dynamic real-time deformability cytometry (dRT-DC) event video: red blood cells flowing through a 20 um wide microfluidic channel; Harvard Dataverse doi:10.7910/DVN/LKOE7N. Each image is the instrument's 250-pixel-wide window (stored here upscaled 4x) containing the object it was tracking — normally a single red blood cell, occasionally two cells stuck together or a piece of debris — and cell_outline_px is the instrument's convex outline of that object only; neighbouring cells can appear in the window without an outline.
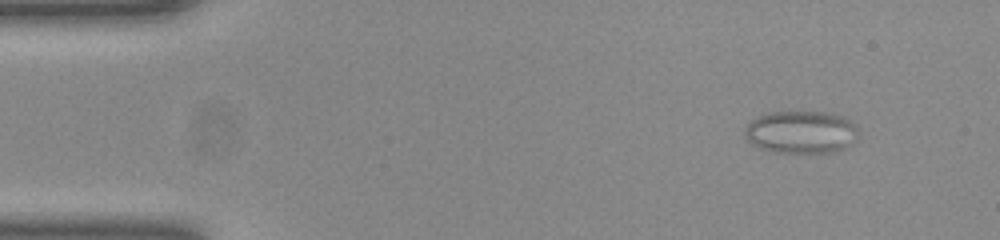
{"species": "common noctule bat (a hibernating species)", "species_latin": "Nyctalus noctula", "temperature_condition": "room temperature", "stored_images_in_passage": 47, "camera_frame_rate_fps": 3000, "um_per_image_px": 0.085, "animal": {"sex": "female", "body_mass_g": 23.0, "forearm_length_mm": 53.4}, "frame": {"image": 1, "passage_image": 1, "time_ms": 0.0, "image_size_px": [1000, 240], "cell_outline_px": [[856, 140], [852, 144], [836, 152], [772, 152], [760, 148], [748, 140], [744, 136], [744, 128], [752, 120], [768, 112], [828, 112], [844, 116], [856, 128]], "centroid_in_image_um": [68.08, 11.23], "position_along_channel_um": 16.9, "area_um2": 28.09}}
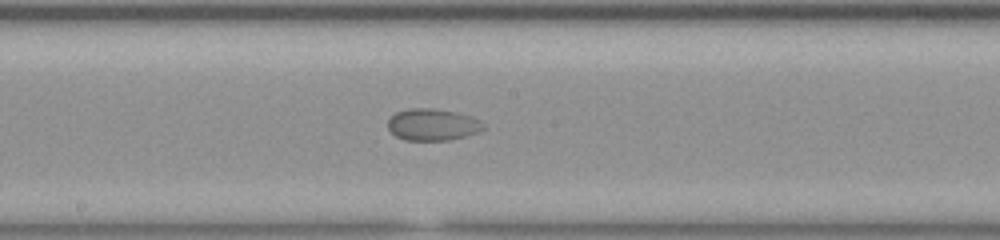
{"frame": {"image": 2, "passage_image": 23, "time_ms": 7.333, "image_size_px": [1000, 240], "cell_outline_px": [[484, 128], [480, 132], [448, 140], [404, 140], [396, 136], [388, 128], [388, 120], [396, 112], [408, 108], [432, 108], [456, 112], [472, 116], [480, 120], [484, 124]], "centroid_in_image_um": [36.78, 10.58], "position_along_channel_um": 211.4, "area_um2": 17.74}}
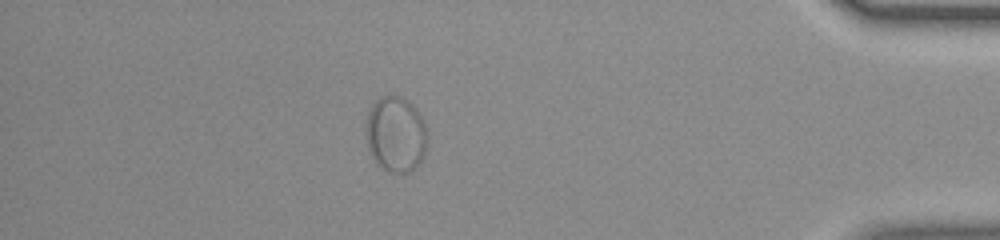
{"frame": {"image": 3, "passage_image": 41, "time_ms": 13.333, "image_size_px": [1000, 240], "cell_outline_px": [[428, 132], [424, 152], [420, 160], [412, 172], [388, 172], [372, 156], [368, 148], [368, 112], [372, 104], [380, 96], [400, 96], [408, 100], [420, 112]], "centroid_in_image_um": [33.68, 11.38], "position_along_channel_um": 401.5, "area_um2": 26.7}}